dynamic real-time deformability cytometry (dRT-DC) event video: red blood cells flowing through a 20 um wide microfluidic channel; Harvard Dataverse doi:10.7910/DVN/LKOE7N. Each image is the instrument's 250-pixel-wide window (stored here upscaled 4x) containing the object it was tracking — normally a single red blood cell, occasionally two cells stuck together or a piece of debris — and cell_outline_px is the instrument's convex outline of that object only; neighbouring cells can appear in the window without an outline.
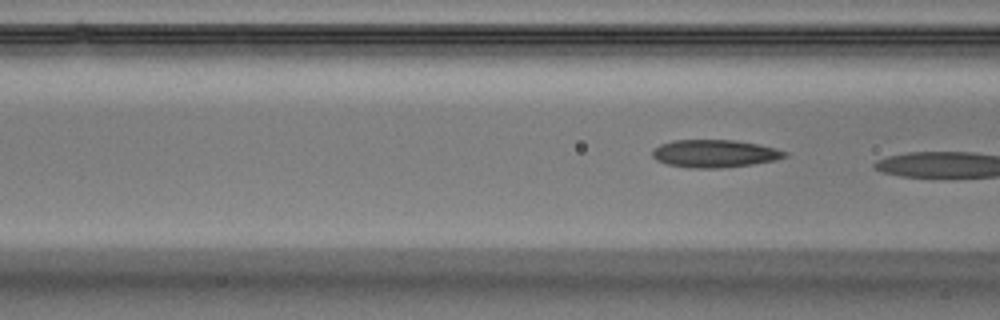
{"species": "Egyptian fruit bat (a non-hibernating species)", "species_latin": "Rousettus aegyptiacus", "temperature_condition": "warm", "stored_images_in_passage": 5, "segment_of_instrument_passage": [2, 2], "camera_frame_rate_fps": 3000, "um_per_image_px": 0.085, "animal": {"sex": "male"}, "frame": {"image": 1, "passage_image": 5, "time_ms": 1.333, "image_size_px": [1000, 320], "cell_outline_px": [[788, 156], [776, 160], [752, 164], [720, 168], [696, 168], [668, 164], [656, 160], [652, 156], [652, 152], [660, 144], [672, 140], [736, 140], [776, 148], [788, 152]], "centroid_in_image_um": [60.77, 13.05], "position_along_channel_um": 105.8, "area_um2": 21.27}}